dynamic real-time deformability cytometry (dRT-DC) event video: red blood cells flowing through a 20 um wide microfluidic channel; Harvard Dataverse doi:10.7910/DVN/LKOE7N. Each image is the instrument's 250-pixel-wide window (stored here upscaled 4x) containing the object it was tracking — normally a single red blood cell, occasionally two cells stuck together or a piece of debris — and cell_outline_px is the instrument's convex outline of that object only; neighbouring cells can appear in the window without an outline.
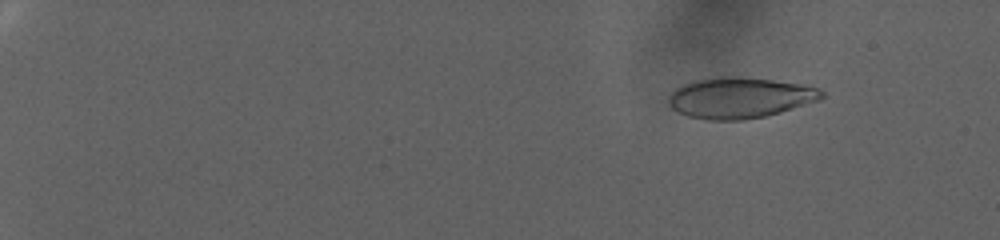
{"species": "human", "species_latin": "Homo sapiens", "temperature_condition": "warm", "stored_images_in_passage": 85, "camera_frame_rate_fps": 3000, "um_per_image_px": 0.085, "donor": {"sex": "female"}, "frame": {"image": 1, "passage_image": 12, "time_ms": 3.667, "image_size_px": [1000, 240], "cell_outline_px": [[824, 96], [820, 100], [780, 112], [764, 116], [744, 120], [708, 120], [688, 116], [672, 108], [668, 104], [668, 96], [676, 88], [692, 80], [712, 76], [740, 76], [772, 80], [800, 84], [820, 88], [824, 92]], "centroid_in_image_um": [62.87, 8.29], "position_along_channel_um": 22.1, "area_um2": 36.65}}
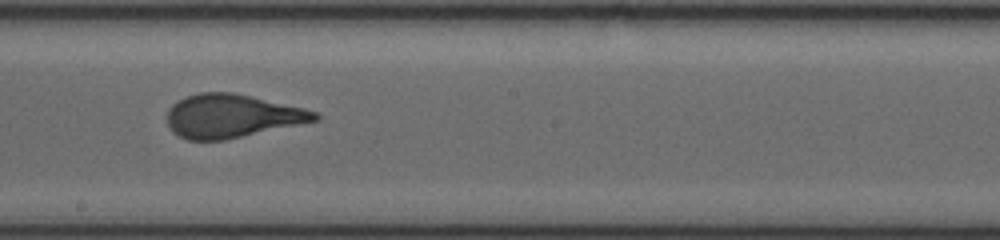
{"frame": {"image": 2, "passage_image": 55, "time_ms": 18.0, "image_size_px": [1000, 240], "cell_outline_px": [[320, 120], [224, 140], [188, 140], [172, 132], [168, 124], [168, 108], [176, 100], [200, 92], [236, 92], [304, 108], [320, 112]], "centroid_in_image_um": [19.73, 9.85], "position_along_channel_um": 228.5, "area_um2": 37.57}}
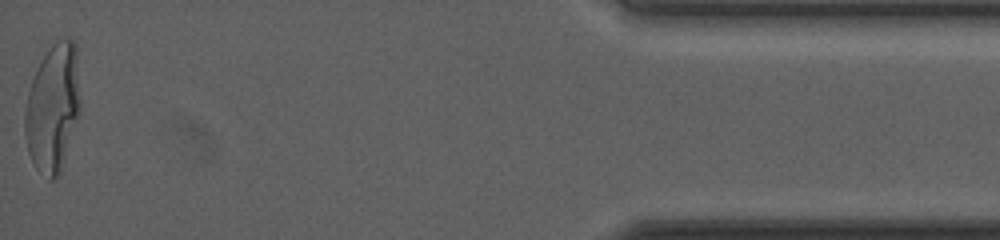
{"frame": {"image": 3, "passage_image": 85, "time_ms": 28.0, "image_size_px": [1000, 240], "cell_outline_px": [[80, 112], [60, 172], [52, 180], [48, 180], [36, 168], [28, 152], [24, 132], [24, 112], [28, 92], [32, 80], [40, 60], [48, 48], [56, 40], [72, 40], [76, 44], [80, 96]], "centroid_in_image_um": [4.49, 9.16], "position_along_channel_um": 430.7, "area_um2": 41.33}, "authors_computed_cell_mechanics": {"area_um2": 37.1076, "velocity_mm_per_s": 2.6627, "shape_relaxation_time_tau1_ms": 7.7066, "shape_relaxation_time_tau2_ms": null, "deformation_change_tau1": 0.2588, "deformation_change_tau2": null}}